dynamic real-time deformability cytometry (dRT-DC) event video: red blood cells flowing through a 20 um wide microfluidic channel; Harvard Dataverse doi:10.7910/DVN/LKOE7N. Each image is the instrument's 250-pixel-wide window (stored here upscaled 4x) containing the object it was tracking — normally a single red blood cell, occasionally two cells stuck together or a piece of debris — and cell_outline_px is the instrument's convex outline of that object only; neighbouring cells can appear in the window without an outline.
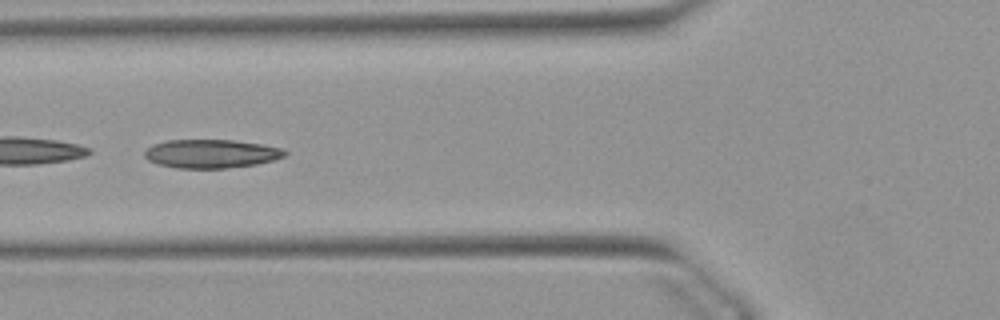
{"species": "Egyptian fruit bat (a non-hibernating species)", "species_latin": "Rousettus aegyptiacus", "temperature_condition": "warm", "stored_images_in_passage": 37, "camera_frame_rate_fps": 3000, "um_per_image_px": 0.085, "animal": {"sex": "female"}, "frame": {"image": 1, "passage_image": 6, "time_ms": 1.667, "image_size_px": [1000, 320], "cell_outline_px": [[288, 152], [284, 156], [272, 160], [256, 164], [224, 168], [176, 168], [156, 164], [148, 160], [144, 156], [144, 148], [152, 144], [164, 140], [232, 140], [260, 144], [284, 148]], "centroid_in_image_um": [17.88, 13.06], "position_along_channel_um": 107.9, "area_um2": 23.52}}
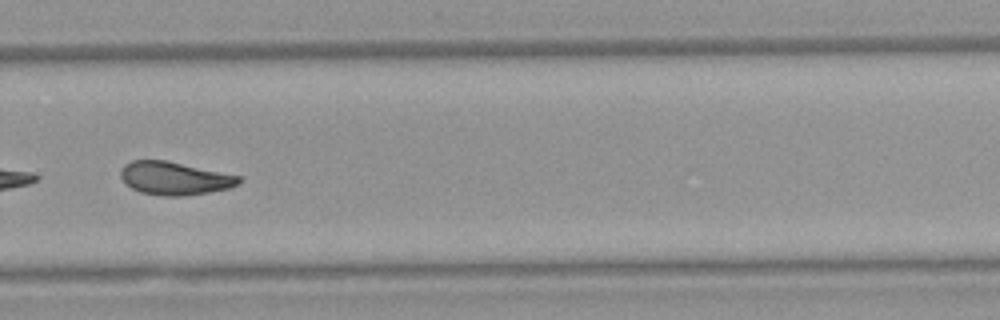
{"frame": {"image": 2, "passage_image": 22, "time_ms": 7.0, "image_size_px": [1000, 320], "cell_outline_px": [[240, 184], [228, 188], [208, 192], [180, 196], [164, 196], [140, 192], [132, 188], [120, 176], [120, 172], [124, 164], [132, 160], [168, 160], [240, 176]], "centroid_in_image_um": [14.83, 15.14], "position_along_channel_um": 315.0, "area_um2": 22.66}, "authors_computed_cell_mechanics": {"area_um2": 23.0622, "velocity_mm_per_s": 3.8972, "shape_relaxation_time_tau1_ms": null, "shape_relaxation_time_tau2_ms": 5.5384, "deformation_change_tau1": null, "deformation_change_tau2": 0.1167}}